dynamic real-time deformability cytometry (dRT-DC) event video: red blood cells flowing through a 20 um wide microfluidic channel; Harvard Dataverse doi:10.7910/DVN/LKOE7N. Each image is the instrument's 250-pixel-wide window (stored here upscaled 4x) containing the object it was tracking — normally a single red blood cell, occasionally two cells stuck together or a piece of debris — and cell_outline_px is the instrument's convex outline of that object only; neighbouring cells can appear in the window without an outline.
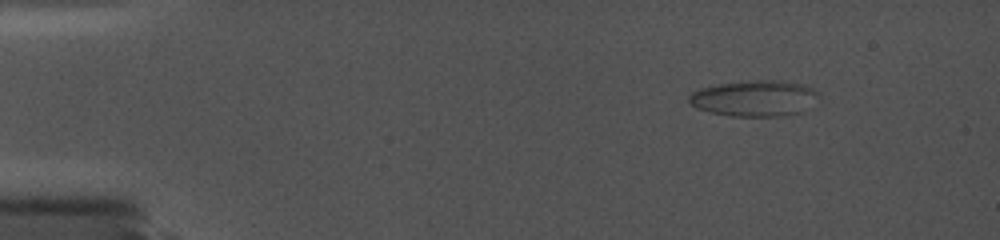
{"species": "common noctule bat (a hibernating species)", "species_latin": "Nyctalus noctula", "temperature_condition": "cold", "stored_images_in_passage": 63, "camera_frame_rate_fps": 5000, "um_per_image_px": 0.085, "animal": {"sex": "female", "body_mass_g": 19.0, "forearm_length_mm": 56.7}, "frame": {"image": 1, "passage_image": 1, "time_ms": 0.0, "image_size_px": [1000, 240], "cell_outline_px": [[820, 96], [804, 112], [780, 116], [728, 116], [696, 108], [688, 100], [688, 96], [692, 92], [700, 88], [720, 84], [748, 80], [780, 80], [804, 84], [820, 92]], "centroid_in_image_um": [64.18, 8.35], "position_along_channel_um": 20.8, "area_um2": 27.46}}
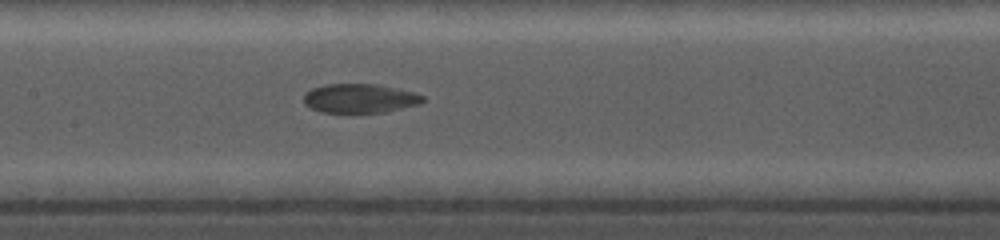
{"frame": {"image": 2, "passage_image": 33, "time_ms": 7.0, "image_size_px": [1000, 240], "cell_outline_px": [[424, 100], [420, 104], [384, 112], [320, 112], [304, 104], [304, 92], [312, 88], [328, 84], [376, 84], [412, 92], [424, 96]], "centroid_in_image_um": [30.55, 8.36], "position_along_channel_um": 176.8, "area_um2": 20.0}}
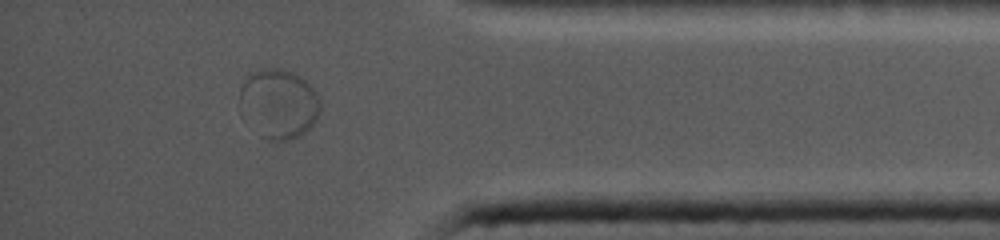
{"frame": {"image": 3, "passage_image": 56, "time_ms": 13.6, "image_size_px": [1000, 240], "cell_outline_px": [[320, 112], [316, 120], [300, 136], [292, 140], [268, 140], [260, 136], [240, 112], [240, 88], [244, 80], [252, 72], [264, 68], [280, 68], [292, 72], [300, 76], [316, 92], [320, 100]], "centroid_in_image_um": [23.68, 8.82], "position_along_channel_um": 411.5, "area_um2": 32.71}}